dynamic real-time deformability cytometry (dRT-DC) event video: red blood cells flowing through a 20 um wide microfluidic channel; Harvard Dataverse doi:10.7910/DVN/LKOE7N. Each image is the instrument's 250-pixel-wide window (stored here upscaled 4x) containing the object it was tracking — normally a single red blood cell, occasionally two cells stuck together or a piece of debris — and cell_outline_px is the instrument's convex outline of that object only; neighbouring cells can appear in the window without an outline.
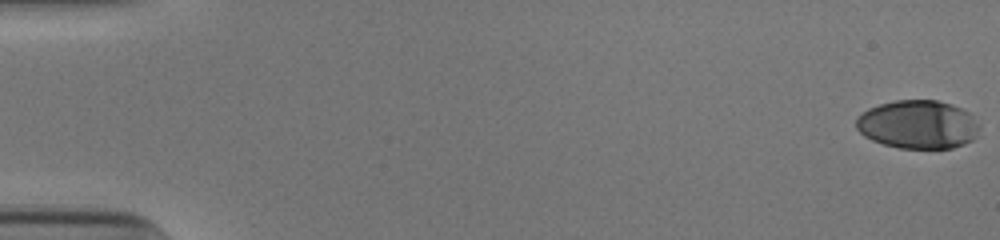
{"species": "human", "species_latin": "Homo sapiens", "temperature_condition": "cold", "stored_images_in_passage": 54, "camera_frame_rate_fps": 3000, "um_per_image_px": 0.085, "donor": {"sex": "male"}, "frame": {"image": 1, "passage_image": 1, "time_ms": 0.0, "image_size_px": [1000, 240], "cell_outline_px": [[980, 128], [976, 136], [972, 140], [964, 144], [952, 148], [900, 148], [884, 144], [872, 140], [864, 136], [856, 128], [856, 120], [868, 108], [880, 104], [896, 100], [936, 100], [952, 104], [968, 112], [980, 124]], "centroid_in_image_um": [78.05, 10.58], "position_along_channel_um": 7.0, "area_um2": 34.8}}
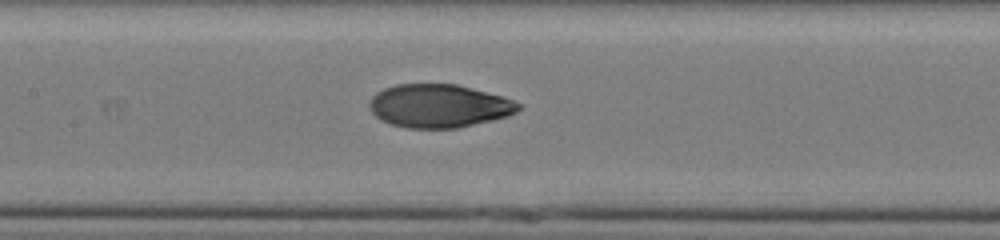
{"frame": {"image": 2, "passage_image": 27, "time_ms": 8.667, "image_size_px": [1000, 240], "cell_outline_px": [[524, 108], [508, 116], [492, 120], [456, 128], [408, 128], [388, 124], [380, 120], [372, 112], [368, 104], [372, 96], [376, 92], [384, 88], [396, 84], [456, 84], [500, 96], [524, 104]], "centroid_in_image_um": [37.3, 9.01], "position_along_channel_um": 170.1, "area_um2": 37.69}}
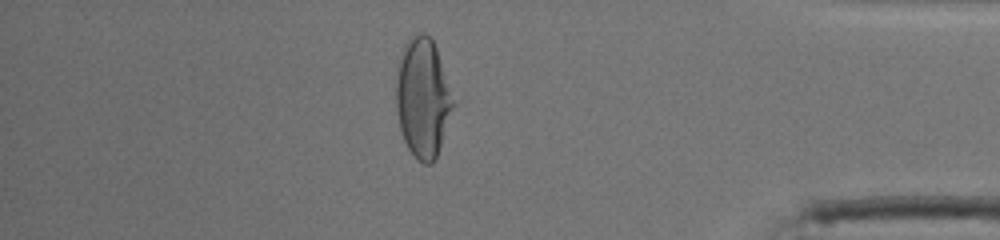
{"frame": {"image": 3, "passage_image": 47, "time_ms": 15.333, "image_size_px": [1000, 240], "cell_outline_px": [[456, 104], [436, 160], [432, 164], [424, 164], [416, 160], [408, 148], [404, 140], [400, 128], [396, 108], [396, 60], [404, 44], [412, 36], [420, 32], [424, 32], [432, 40], [436, 48], [456, 100]], "centroid_in_image_um": [35.95, 8.33], "position_along_channel_um": 399.2, "area_um2": 40.69}, "authors_computed_cell_mechanics": {"area_um2": 37.8301, "velocity_mm_per_s": 3.9004, "shape_relaxation_time_tau1_ms": 6.9393, "shape_relaxation_time_tau2_ms": 1.0356, "deformation_change_tau1": 0.2737, "deformation_change_tau2": 0.0505}}